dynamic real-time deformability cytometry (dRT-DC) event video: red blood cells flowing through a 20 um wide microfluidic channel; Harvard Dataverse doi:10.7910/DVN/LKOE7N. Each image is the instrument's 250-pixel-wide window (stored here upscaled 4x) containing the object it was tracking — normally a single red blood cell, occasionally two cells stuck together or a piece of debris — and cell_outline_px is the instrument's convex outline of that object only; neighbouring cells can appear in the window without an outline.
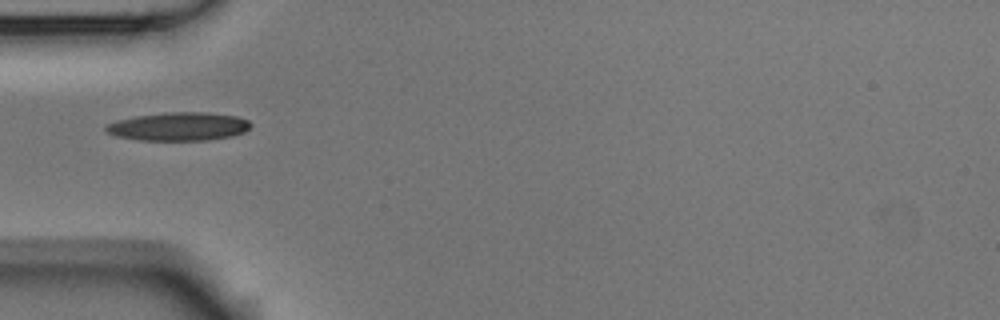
{"species": "Egyptian fruit bat (a non-hibernating species)", "species_latin": "Rousettus aegyptiacus", "temperature_condition": "room temperature", "stored_images_in_passage": 8, "camera_frame_rate_fps": 3000, "um_per_image_px": 0.085, "animal": {"sex": "male"}, "frame": {"image": 1, "passage_image": 5, "time_ms": 1.333, "image_size_px": [1000, 320], "cell_outline_px": [[252, 124], [244, 132], [232, 136], [208, 140], [136, 140], [116, 136], [108, 132], [104, 128], [108, 124], [116, 120], [136, 116], [168, 112], [208, 112], [236, 116], [248, 120]], "centroid_in_image_um": [15.19, 10.75], "position_along_channel_um": 69.8, "area_um2": 23.93}}
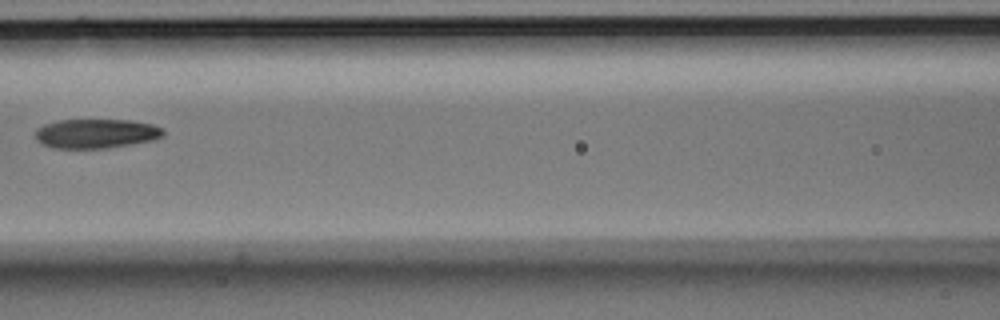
{"frame": {"image": 2, "passage_image": 7, "time_ms": 2.0, "image_size_px": [1000, 320], "cell_outline_px": [[164, 136], [152, 140], [132, 144], [108, 148], [52, 148], [40, 144], [36, 140], [36, 128], [44, 124], [60, 120], [132, 120], [152, 124], [164, 128]], "centroid_in_image_um": [8.17, 11.35], "position_along_channel_um": 158.4, "area_um2": 22.08}}
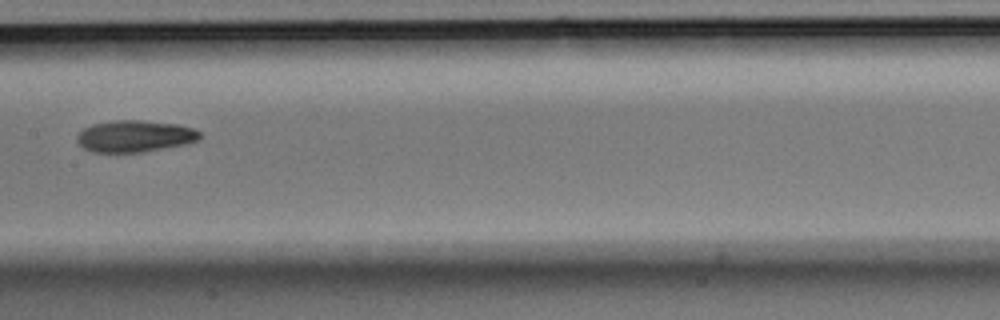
{"frame": {"image": 3, "passage_image": 8, "time_ms": 2.333, "image_size_px": [1000, 320], "cell_outline_px": [[200, 140], [184, 144], [144, 152], [92, 152], [84, 148], [76, 140], [76, 136], [84, 128], [92, 124], [112, 120], [140, 120], [176, 124], [192, 128], [200, 132]], "centroid_in_image_um": [11.44, 11.57], "position_along_channel_um": 196.0, "area_um2": 22.66}}